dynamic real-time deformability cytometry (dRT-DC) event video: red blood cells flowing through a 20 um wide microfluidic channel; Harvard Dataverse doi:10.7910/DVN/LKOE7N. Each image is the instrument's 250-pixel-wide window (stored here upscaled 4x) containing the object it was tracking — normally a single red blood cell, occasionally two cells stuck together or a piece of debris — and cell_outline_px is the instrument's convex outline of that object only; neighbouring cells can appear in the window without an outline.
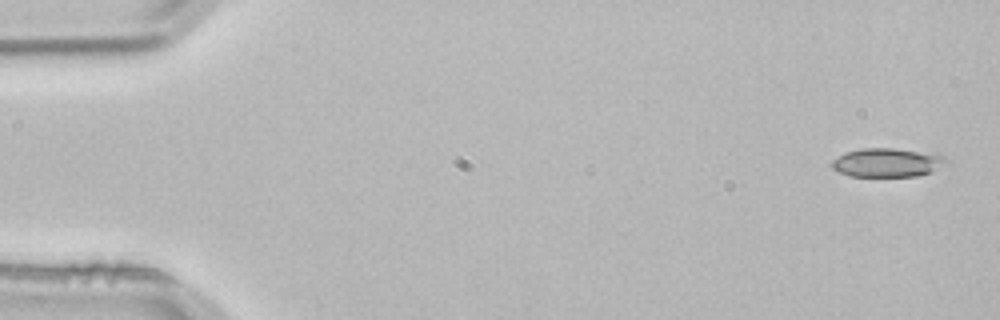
{"species": "common noctule bat (a hibernating species)", "species_latin": "Nyctalus noctula", "temperature_condition": "room temperature", "stored_images_in_passage": 4, "camera_frame_rate_fps": 3000, "um_per_image_px": 0.085, "animal": {"sex": "male", "body_mass_g": 21.5, "forearm_length_mm": 52.0}, "frame": {"image": 1, "passage_image": 4, "time_ms": 1.0, "image_size_px": [1000, 320], "cell_outline_px": [[948, 160], [928, 172], [916, 176], [848, 176], [832, 168], [832, 160], [848, 152], [860, 148], [892, 148], [944, 156]], "centroid_in_image_um": [75.32, 13.82], "position_along_channel_um": 9.7, "area_um2": 18.5}}